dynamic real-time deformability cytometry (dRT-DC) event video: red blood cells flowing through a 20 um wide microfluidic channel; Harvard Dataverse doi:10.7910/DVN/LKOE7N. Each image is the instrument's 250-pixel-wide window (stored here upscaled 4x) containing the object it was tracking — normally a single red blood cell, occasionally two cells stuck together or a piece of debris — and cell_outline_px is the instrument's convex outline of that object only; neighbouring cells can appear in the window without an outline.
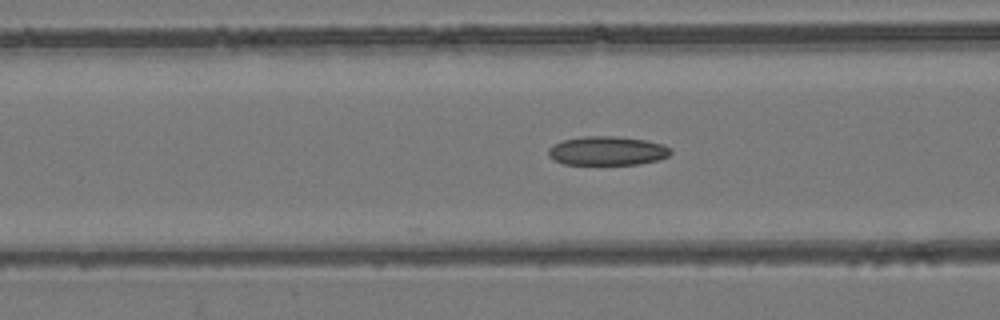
{"species": "common noctule bat (a hibernating species)", "species_latin": "Nyctalus noctula", "temperature_condition": "room temperature", "stored_images_in_passage": 18, "camera_frame_rate_fps": 3000, "um_per_image_px": 0.085, "animal": {"sex": "female", "body_mass_g": 24.6, "forearm_length_mm": 56.2}, "frame": {"image": 1, "passage_image": 7, "time_ms": 2.0, "image_size_px": [1000, 320], "cell_outline_px": [[672, 152], [668, 156], [660, 160], [636, 164], [564, 164], [548, 156], [548, 148], [564, 140], [584, 136], [612, 136], [644, 140], [664, 144], [672, 148]], "centroid_in_image_um": [51.66, 12.82], "position_along_channel_um": 114.9, "area_um2": 20.52}}
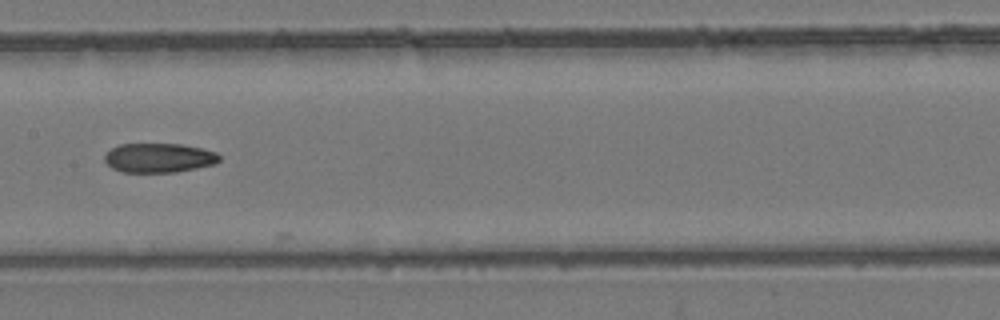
{"frame": {"image": 2, "passage_image": 13, "time_ms": 4.0, "image_size_px": [1000, 320], "cell_outline_px": [[220, 160], [216, 164], [176, 172], [124, 172], [112, 168], [104, 160], [104, 156], [112, 148], [120, 144], [180, 144], [204, 148], [216, 152], [220, 156]], "centroid_in_image_um": [13.54, 13.41], "position_along_channel_um": 193.9, "area_um2": 19.65}}
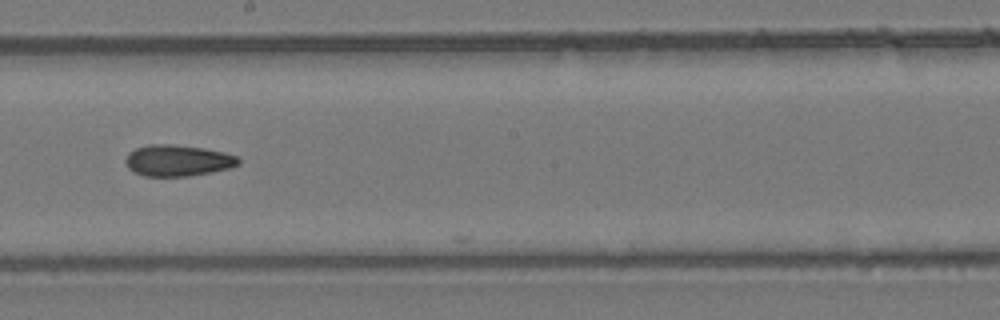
{"frame": {"image": 3, "passage_image": 16, "time_ms": 5.0, "image_size_px": [1000, 320], "cell_outline_px": [[240, 164], [228, 168], [188, 176], [144, 176], [128, 168], [124, 160], [128, 152], [136, 148], [148, 144], [172, 144], [204, 148], [224, 152], [236, 156], [240, 160]], "centroid_in_image_um": [15.07, 13.63], "position_along_channel_um": 233.1, "area_um2": 20.52}}